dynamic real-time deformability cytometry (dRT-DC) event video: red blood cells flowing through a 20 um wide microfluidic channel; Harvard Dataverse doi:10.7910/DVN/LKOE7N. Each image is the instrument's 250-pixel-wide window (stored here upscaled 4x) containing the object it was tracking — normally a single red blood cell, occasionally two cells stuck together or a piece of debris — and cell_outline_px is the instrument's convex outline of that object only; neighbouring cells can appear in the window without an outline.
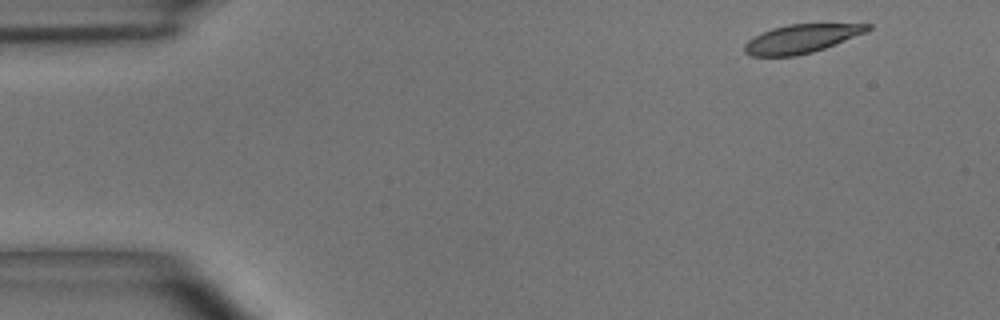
{"species": "common noctule bat (a hibernating species)", "species_latin": "Nyctalus noctula", "temperature_condition": "room temperature", "stored_images_in_passage": 3, "camera_frame_rate_fps": 3000, "um_per_image_px": 0.085, "animal": {"sex": "male", "body_mass_g": 15.6}, "frame": {"image": 1, "passage_image": 1, "time_ms": 0.0, "image_size_px": [1000, 320], "cell_outline_px": [[872, 28], [868, 32], [824, 48], [812, 52], [796, 56], [752, 56], [744, 52], [744, 44], [752, 36], [772, 28], [788, 24], [872, 24]], "centroid_in_image_um": [68.11, 3.29], "position_along_channel_um": 16.9, "area_um2": 20.58}}